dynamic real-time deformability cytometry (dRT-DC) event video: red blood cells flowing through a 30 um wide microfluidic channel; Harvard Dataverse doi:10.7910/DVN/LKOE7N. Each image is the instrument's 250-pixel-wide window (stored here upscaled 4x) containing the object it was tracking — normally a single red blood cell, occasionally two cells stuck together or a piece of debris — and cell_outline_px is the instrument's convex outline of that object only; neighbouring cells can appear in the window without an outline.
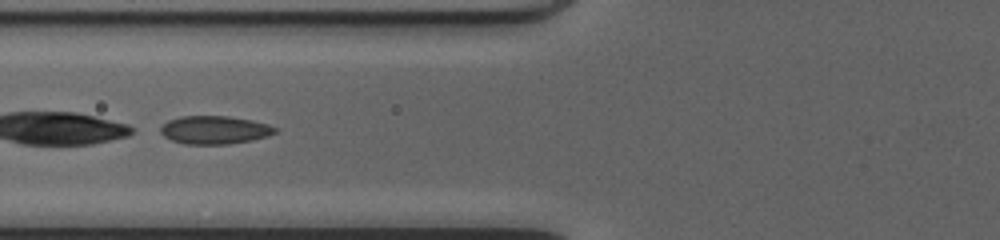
{"species": "common noctule bat (a hibernating species)", "species_latin": "Nyctalus noctula", "temperature_condition": "cold", "stored_images_in_passage": 49, "camera_frame_rate_fps": 3000, "um_per_image_px": 0.085, "animal": {"sex": "female", "body_mass_g": 20.0, "forearm_length_mm": 54.0}, "frame": {"image": 1, "passage_image": 22, "time_ms": 7.0, "image_size_px": [1000, 240], "cell_outline_px": [[280, 128], [276, 132], [268, 136], [252, 140], [228, 144], [184, 144], [172, 140], [164, 136], [160, 132], [160, 128], [168, 120], [180, 116], [228, 116], [252, 120], [268, 124]], "centroid_in_image_um": [18.26, 11.04], "position_along_channel_um": 107.5, "area_um2": 18.9}}
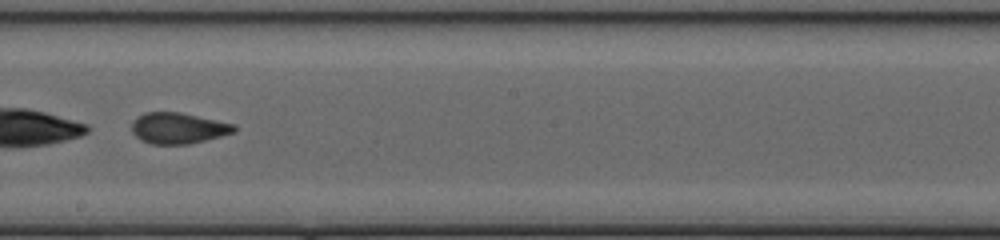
{"frame": {"image": 2, "passage_image": 31, "time_ms": 10.0, "image_size_px": [1000, 240], "cell_outline_px": [[236, 132], [188, 144], [152, 144], [140, 140], [132, 132], [132, 120], [136, 116], [144, 112], [180, 112], [236, 124]], "centroid_in_image_um": [15.13, 10.88], "position_along_channel_um": 233.1, "area_um2": 18.61}}
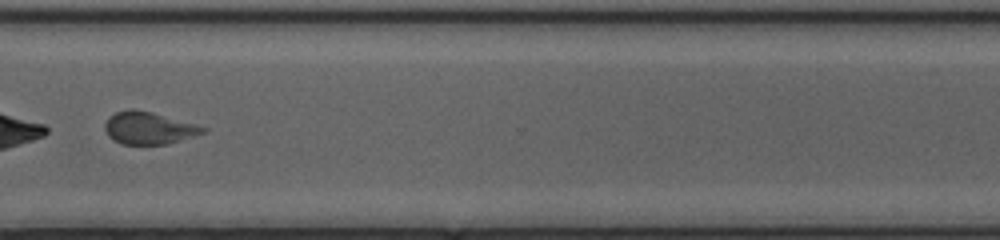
{"frame": {"image": 3, "passage_image": 40, "time_ms": 13.0, "image_size_px": [1000, 240], "cell_outline_px": [[208, 132], [168, 144], [120, 144], [112, 140], [108, 136], [104, 128], [104, 124], [108, 116], [116, 112], [128, 108], [136, 108], [152, 112], [196, 124], [208, 128]], "centroid_in_image_um": [12.63, 10.87], "position_along_channel_um": 358.0, "area_um2": 18.84}}